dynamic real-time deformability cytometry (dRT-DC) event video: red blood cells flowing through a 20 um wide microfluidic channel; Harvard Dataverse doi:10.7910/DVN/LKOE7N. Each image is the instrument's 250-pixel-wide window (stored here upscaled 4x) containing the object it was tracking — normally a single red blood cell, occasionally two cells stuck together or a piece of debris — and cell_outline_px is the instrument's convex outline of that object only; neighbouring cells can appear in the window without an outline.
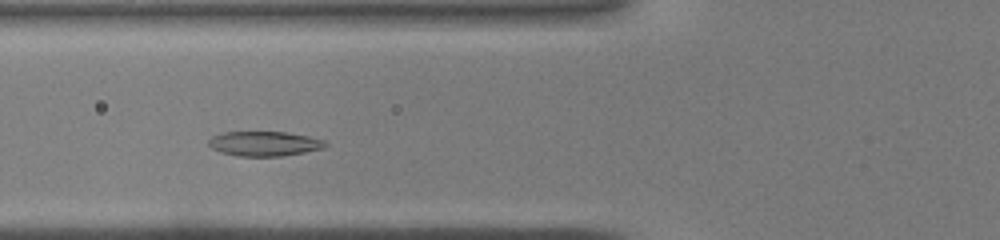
{"species": "common noctule bat (a hibernating species)", "species_latin": "Nyctalus noctula", "temperature_condition": "warm", "stored_images_in_passage": 36, "camera_frame_rate_fps": 3000, "um_per_image_px": 0.085, "animal": {"sex": "male", "body_mass_g": 19.0, "forearm_length_mm": 50.8}, "frame": {"image": 1, "passage_image": 9, "time_ms": 2.667, "image_size_px": [1000, 240], "cell_outline_px": [[328, 144], [324, 148], [304, 152], [280, 156], [236, 156], [220, 152], [212, 148], [208, 144], [208, 140], [212, 136], [224, 132], [284, 132], [308, 136], [324, 140]], "centroid_in_image_um": [22.45, 12.21], "position_along_channel_um": 103.4, "area_um2": 16.76}}
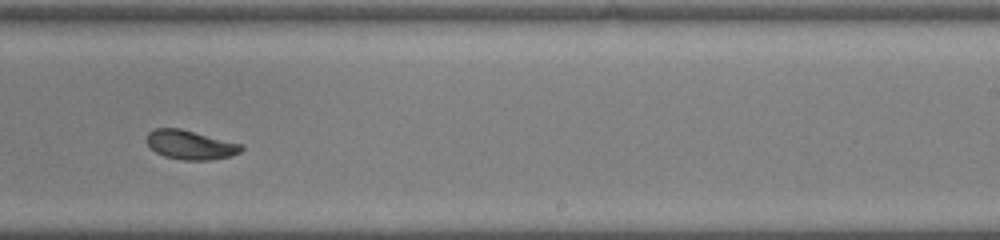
{"frame": {"image": 2, "passage_image": 20, "time_ms": 6.333, "image_size_px": [1000, 240], "cell_outline_px": [[244, 148], [240, 152], [232, 156], [212, 160], [184, 160], [164, 156], [156, 152], [148, 144], [148, 132], [156, 128], [180, 128], [244, 144]], "centroid_in_image_um": [16.25, 12.31], "position_along_channel_um": 272.8, "area_um2": 16.13}}
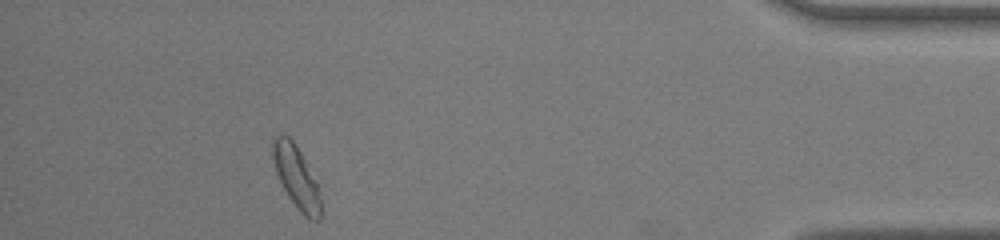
{"frame": {"image": 3, "passage_image": 32, "time_ms": 10.333, "image_size_px": [1000, 240], "cell_outline_px": [[320, 220], [312, 220], [304, 216], [300, 212], [288, 196], [276, 172], [272, 156], [272, 136], [280, 132], [288, 136], [296, 144], [316, 184], [320, 196]], "centroid_in_image_um": [25.14, 15.0], "position_along_channel_um": 410.1, "area_um2": 17.11}}